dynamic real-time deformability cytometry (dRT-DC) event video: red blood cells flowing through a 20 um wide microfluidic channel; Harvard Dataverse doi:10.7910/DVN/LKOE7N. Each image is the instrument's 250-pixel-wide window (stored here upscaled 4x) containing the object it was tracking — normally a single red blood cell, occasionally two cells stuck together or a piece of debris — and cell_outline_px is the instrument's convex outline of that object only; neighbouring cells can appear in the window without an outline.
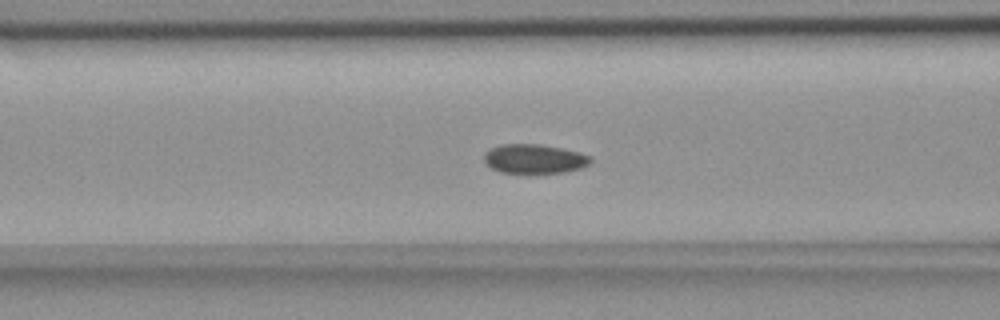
{"species": "common noctule bat (a hibernating species)", "species_latin": "Nyctalus noctula", "temperature_condition": "room temperature", "stored_images_in_passage": 56, "camera_frame_rate_fps": 3000, "um_per_image_px": 0.085, "animal": {"sex": "female", "body_mass_g": 18.4}, "frame": {"image": 1, "passage_image": 22, "time_ms": 7.0, "image_size_px": [1000, 320], "cell_outline_px": [[592, 160], [588, 164], [580, 168], [564, 172], [500, 172], [484, 164], [484, 152], [488, 148], [500, 144], [540, 144], [580, 152], [592, 156]], "centroid_in_image_um": [45.38, 13.48], "position_along_channel_um": 121.2, "area_um2": 18.15}}
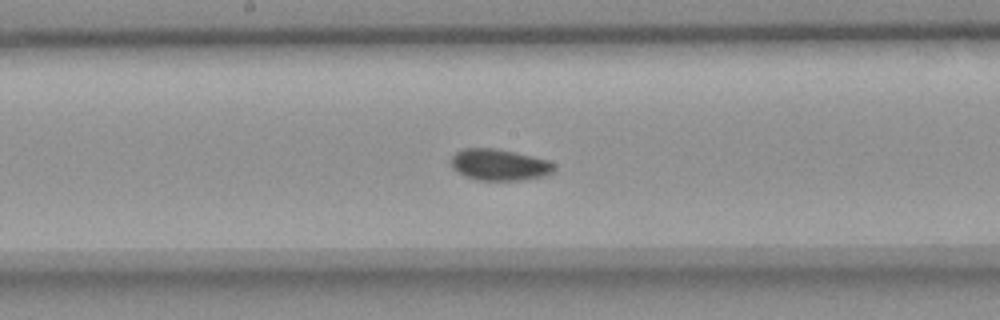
{"frame": {"image": 2, "passage_image": 29, "time_ms": 9.333, "image_size_px": [1000, 320], "cell_outline_px": [[556, 168], [552, 172], [544, 176], [524, 180], [476, 180], [464, 176], [452, 168], [452, 156], [456, 152], [464, 148], [492, 148], [512, 152], [548, 160]], "centroid_in_image_um": [42.42, 14.02], "position_along_channel_um": 205.8, "area_um2": 18.67}}
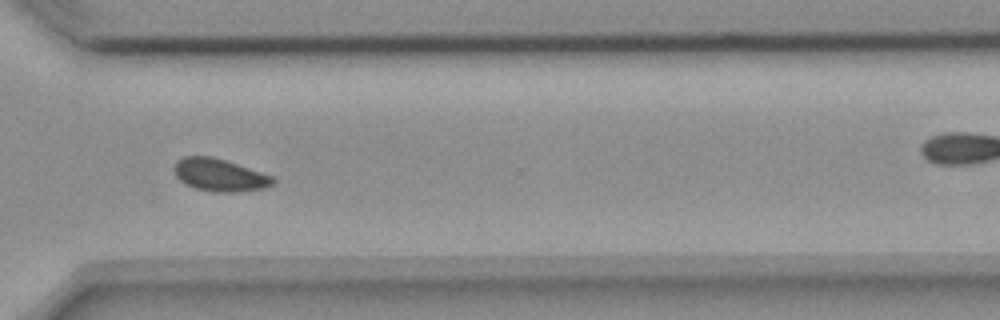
{"frame": {"image": 3, "passage_image": 41, "time_ms": 13.333, "image_size_px": [1000, 320], "cell_outline_px": [[276, 180], [272, 184], [264, 188], [240, 192], [216, 192], [196, 188], [180, 180], [176, 176], [176, 160], [184, 156], [212, 156], [272, 176]], "centroid_in_image_um": [18.68, 14.88], "position_along_channel_um": 351.9, "area_um2": 18.32}, "authors_computed_cell_mechanics": {"area_um2": 18.3804, "velocity_mm_per_s": 3.6356, "shape_relaxation_time_tau1_ms": 5.4001, "shape_relaxation_time_tau2_ms": 2.6182, "deformation_change_tau1": 0.0683, "deformation_change_tau2": 0.0506}}